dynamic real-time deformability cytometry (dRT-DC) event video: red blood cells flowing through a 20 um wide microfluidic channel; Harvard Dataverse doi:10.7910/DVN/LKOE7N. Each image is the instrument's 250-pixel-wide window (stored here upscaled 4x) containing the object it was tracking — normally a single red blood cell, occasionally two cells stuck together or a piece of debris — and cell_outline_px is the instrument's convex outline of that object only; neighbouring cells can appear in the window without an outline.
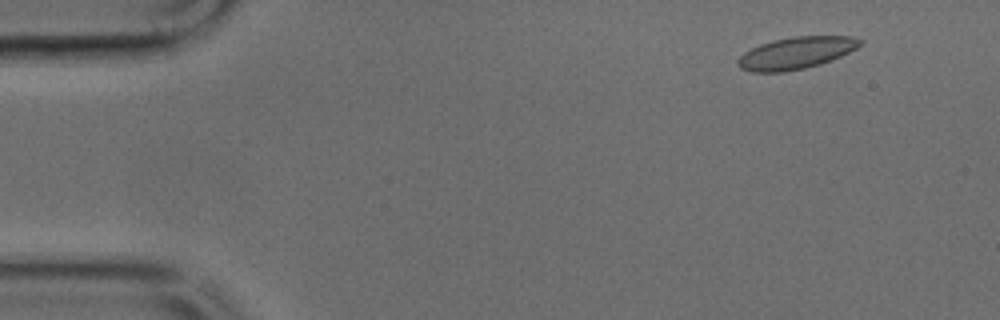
{"species": "common noctule bat (a hibernating species)", "species_latin": "Nyctalus noctula", "temperature_condition": "cold", "stored_images_in_passage": 12, "camera_frame_rate_fps": 3000, "um_per_image_px": 0.085, "animal": {"sex": "male", "body_mass_g": 17.9, "forearm_length_mm": 54.2}, "frame": {"image": 1, "passage_image": 5, "time_ms": 1.333, "image_size_px": [1000, 320], "cell_outline_px": [[864, 44], [840, 56], [820, 64], [804, 68], [784, 72], [752, 72], [740, 68], [736, 60], [744, 52], [760, 44], [772, 40], [792, 36], [852, 36], [864, 40]], "centroid_in_image_um": [67.67, 4.49], "position_along_channel_um": 17.3, "area_um2": 22.83}}